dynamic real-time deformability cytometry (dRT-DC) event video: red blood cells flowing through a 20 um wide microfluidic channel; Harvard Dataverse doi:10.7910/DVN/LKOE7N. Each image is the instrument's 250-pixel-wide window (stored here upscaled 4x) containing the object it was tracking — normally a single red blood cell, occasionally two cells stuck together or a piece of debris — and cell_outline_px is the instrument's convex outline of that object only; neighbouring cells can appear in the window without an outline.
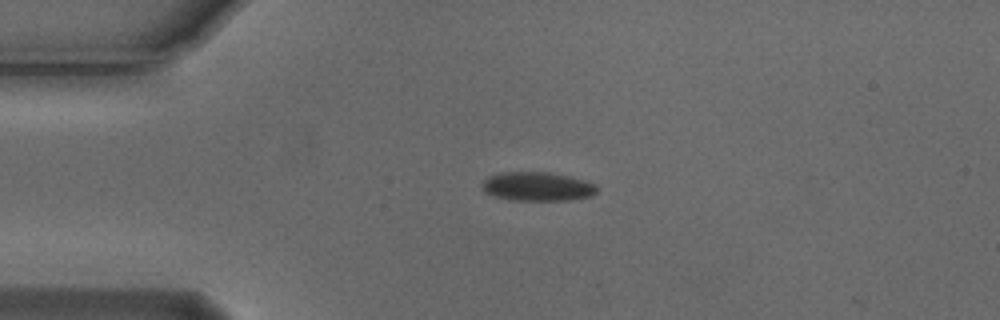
{"species": "Egyptian fruit bat (a non-hibernating species)", "species_latin": "Rousettus aegyptiacus", "temperature_condition": "cold", "stored_images_in_passage": 3, "camera_frame_rate_fps": 3000, "um_per_image_px": 0.085, "animal": {"sex": "male"}, "frame": {"image": 1, "passage_image": 1, "time_ms": 0.0, "image_size_px": [1000, 320], "cell_outline_px": [[596, 192], [592, 196], [568, 200], [516, 200], [496, 196], [484, 192], [480, 184], [488, 176], [500, 172], [548, 172], [568, 176], [584, 180], [596, 184]], "centroid_in_image_um": [45.66, 15.84], "position_along_channel_um": 39.3, "area_um2": 19.31}}
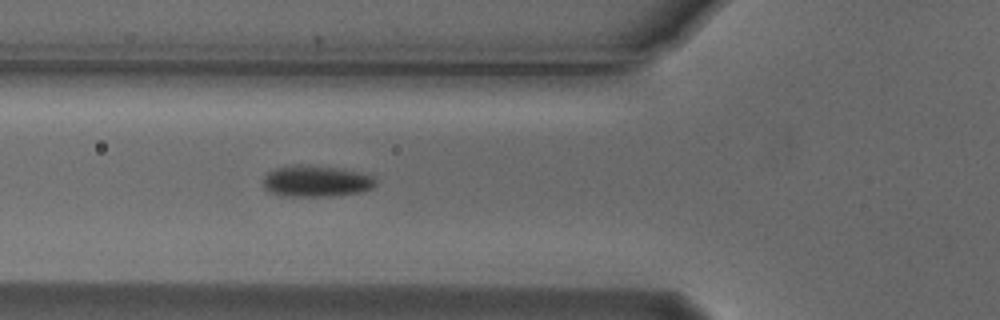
{"frame": {"image": 2, "passage_image": 3, "time_ms": 0.667, "image_size_px": [1000, 320], "cell_outline_px": [[376, 184], [372, 188], [364, 192], [332, 196], [284, 196], [272, 192], [264, 188], [264, 176], [268, 172], [276, 168], [296, 164], [300, 164], [340, 168], [360, 172], [372, 176], [376, 180]], "centroid_in_image_um": [26.9, 15.4], "position_along_channel_um": 98.9, "area_um2": 20.63}}